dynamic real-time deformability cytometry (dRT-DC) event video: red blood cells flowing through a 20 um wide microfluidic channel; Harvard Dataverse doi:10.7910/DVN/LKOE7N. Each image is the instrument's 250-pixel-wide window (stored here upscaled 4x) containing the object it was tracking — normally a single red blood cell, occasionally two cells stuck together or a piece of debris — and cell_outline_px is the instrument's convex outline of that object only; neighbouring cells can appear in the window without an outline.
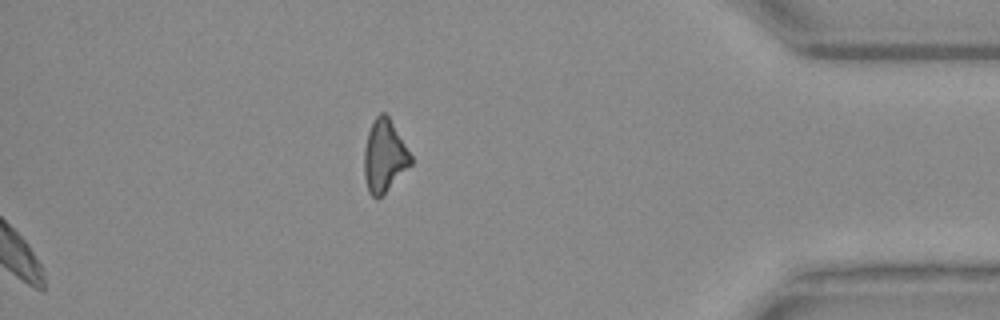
{"species": "Egyptian fruit bat (a non-hibernating species)", "species_latin": "Rousettus aegyptiacus", "temperature_condition": "warm", "stored_images_in_passage": 35, "camera_frame_rate_fps": 3000, "um_per_image_px": 0.085, "animal": {"sex": "female"}, "frame": {"image": 1, "passage_image": 35, "time_ms": 11.333, "image_size_px": [1000, 320], "cell_outline_px": [[412, 164], [376, 200], [368, 192], [364, 176], [364, 148], [368, 132], [376, 116], [380, 112], [384, 112], [388, 116], [412, 156]], "centroid_in_image_um": [32.65, 13.26], "position_along_channel_um": 402.6, "area_um2": 19.36}}